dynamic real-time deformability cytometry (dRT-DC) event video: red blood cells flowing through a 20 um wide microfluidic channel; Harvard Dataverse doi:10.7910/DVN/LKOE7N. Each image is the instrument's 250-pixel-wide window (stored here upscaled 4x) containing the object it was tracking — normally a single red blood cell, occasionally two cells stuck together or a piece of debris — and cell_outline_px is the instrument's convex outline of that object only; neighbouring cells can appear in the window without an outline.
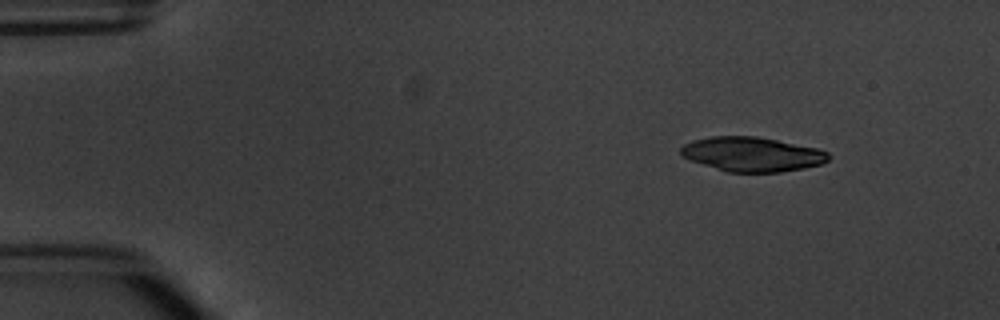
{"species": "common noctule bat (a hibernating species)", "species_latin": "Nyctalus noctula", "temperature_condition": "warm", "stored_images_in_passage": 5, "camera_frame_rate_fps": 3000, "um_per_image_px": 0.085, "animal": {"sex": "male", "body_mass_g": 20.1, "forearm_length_mm": 53.5}, "frame": {"image": 1, "passage_image": 1, "time_ms": 0.0, "image_size_px": [1000, 320], "cell_outline_px": [[832, 156], [824, 164], [804, 168], [780, 172], [728, 172], [692, 160], [684, 156], [680, 152], [680, 148], [684, 144], [692, 140], [712, 136], [756, 136], [820, 148], [828, 152]], "centroid_in_image_um": [64.0, 13.1], "position_along_channel_um": 21.0, "area_um2": 29.71}}